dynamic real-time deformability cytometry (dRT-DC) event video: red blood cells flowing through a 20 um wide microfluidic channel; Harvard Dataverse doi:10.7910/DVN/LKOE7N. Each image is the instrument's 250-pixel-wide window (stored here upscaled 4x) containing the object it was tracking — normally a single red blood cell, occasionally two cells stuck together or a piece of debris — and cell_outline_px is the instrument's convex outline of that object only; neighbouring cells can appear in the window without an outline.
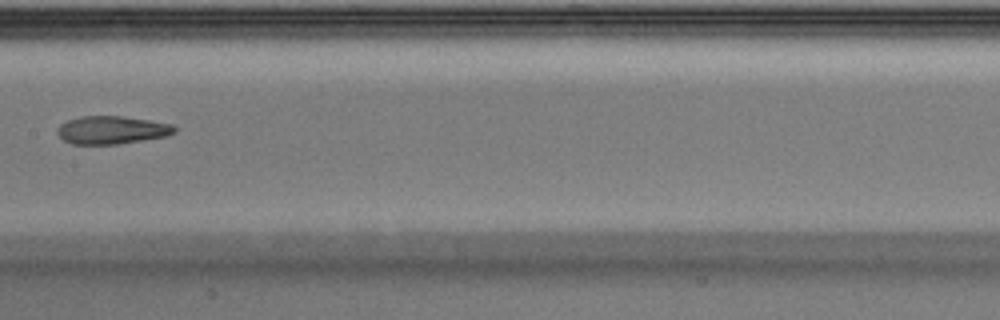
{"species": "Egyptian fruit bat (a non-hibernating species)", "species_latin": "Rousettus aegyptiacus", "temperature_condition": "warm", "stored_images_in_passage": 29, "camera_frame_rate_fps": 3000, "um_per_image_px": 0.085, "animal": {"sex": "male"}, "frame": {"image": 1, "passage_image": 9, "time_ms": 2.667, "image_size_px": [1000, 320], "cell_outline_px": [[176, 132], [164, 136], [116, 144], [72, 144], [64, 140], [56, 132], [60, 124], [68, 120], [80, 116], [120, 116], [148, 120], [172, 124], [176, 128]], "centroid_in_image_um": [9.47, 11.04], "position_along_channel_um": 197.9, "area_um2": 18.84}}
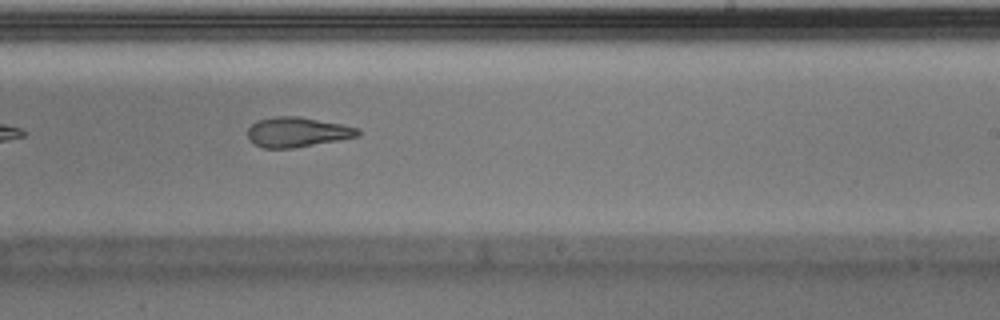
{"frame": {"image": 2, "passage_image": 13, "time_ms": 4.0, "image_size_px": [1000, 320], "cell_outline_px": [[360, 136], [340, 140], [292, 148], [264, 148], [252, 144], [248, 140], [248, 128], [256, 120], [276, 116], [300, 116], [360, 128]], "centroid_in_image_um": [25.25, 11.23], "position_along_channel_um": 263.8, "area_um2": 19.36}}